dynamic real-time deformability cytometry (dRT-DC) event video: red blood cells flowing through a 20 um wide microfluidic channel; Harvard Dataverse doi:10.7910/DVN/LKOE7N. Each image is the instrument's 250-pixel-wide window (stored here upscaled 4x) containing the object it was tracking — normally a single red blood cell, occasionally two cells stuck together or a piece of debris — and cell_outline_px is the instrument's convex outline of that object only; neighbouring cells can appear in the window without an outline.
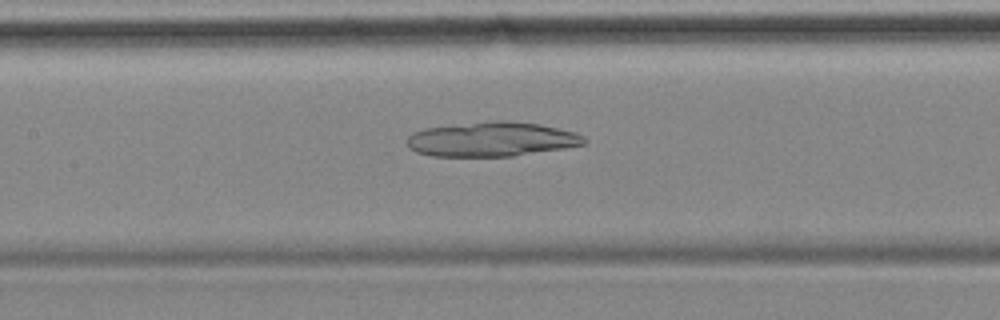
{"species": "common noctule bat (a hibernating species)", "species_latin": "Nyctalus noctula", "temperature_condition": "cold", "stored_images_in_passage": 50, "camera_frame_rate_fps": 3000, "um_per_image_px": 0.085, "animal": {"sex": "female", "body_mass_g": 18.4}, "frame": {"image": 1, "passage_image": 19, "time_ms": 6.0, "image_size_px": [1000, 320], "cell_outline_px": [[588, 140], [584, 144], [564, 148], [512, 156], [432, 156], [416, 152], [408, 148], [408, 136], [412, 132], [424, 128], [504, 120], [508, 120], [540, 124], [576, 132], [584, 136]], "centroid_in_image_um": [41.81, 11.84], "position_along_channel_um": 165.6, "area_um2": 35.43}}
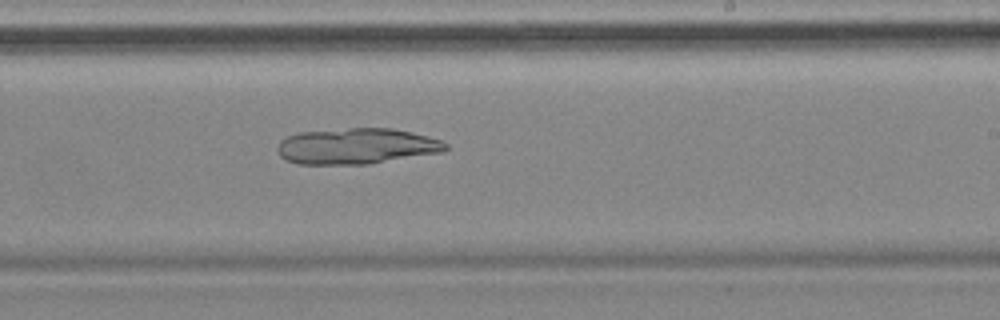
{"frame": {"image": 2, "passage_image": 27, "time_ms": 8.667, "image_size_px": [1000, 320], "cell_outline_px": [[448, 148], [444, 152], [368, 164], [300, 164], [284, 160], [280, 156], [276, 148], [280, 140], [288, 136], [300, 132], [348, 128], [392, 128], [412, 132], [428, 136], [440, 140], [448, 144]], "centroid_in_image_um": [30.31, 12.42], "position_along_channel_um": 258.7, "area_um2": 35.37}}
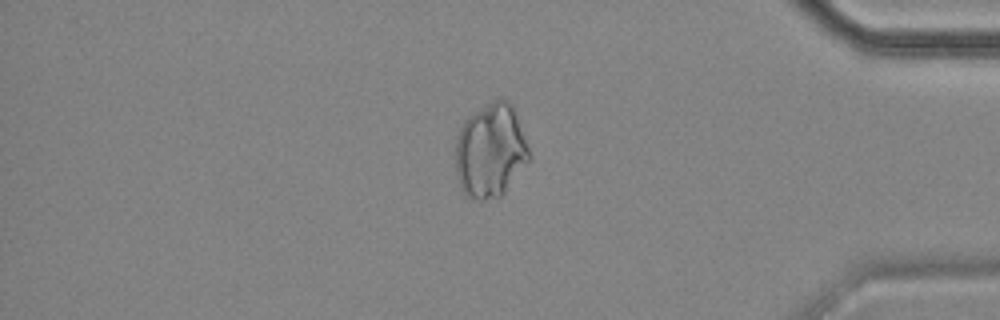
{"frame": {"image": 3, "passage_image": 41, "time_ms": 13.333, "image_size_px": [1000, 320], "cell_outline_px": [[532, 156], [504, 192], [500, 196], [484, 200], [480, 200], [468, 196], [460, 188], [456, 172], [456, 136], [464, 120], [472, 112], [496, 96], [508, 100], [512, 104]], "centroid_in_image_um": [41.68, 12.75], "position_along_channel_um": 393.5, "area_um2": 40.58}}